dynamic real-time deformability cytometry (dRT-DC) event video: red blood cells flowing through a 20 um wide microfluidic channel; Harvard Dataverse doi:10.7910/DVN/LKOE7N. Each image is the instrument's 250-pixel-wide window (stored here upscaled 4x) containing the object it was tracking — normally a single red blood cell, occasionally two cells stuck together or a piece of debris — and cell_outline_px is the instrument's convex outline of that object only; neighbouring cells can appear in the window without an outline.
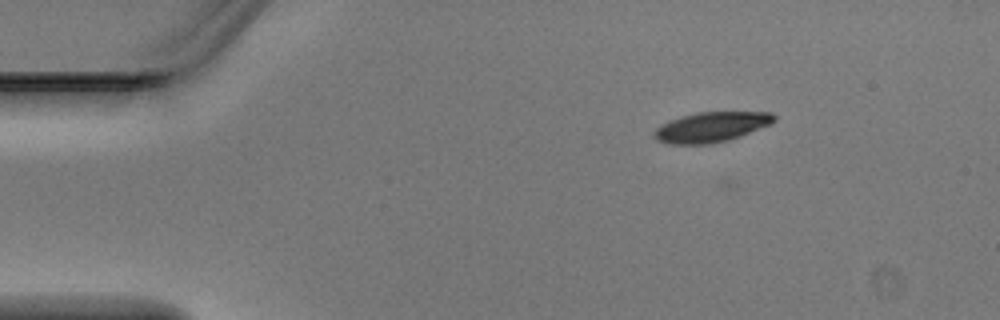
{"species": "Egyptian fruit bat (a non-hibernating species)", "species_latin": "Rousettus aegyptiacus", "temperature_condition": "warm", "stored_images_in_passage": 4, "camera_frame_rate_fps": 3000, "um_per_image_px": 0.085, "animal": {"sex": "male"}, "frame": {"image": 1, "passage_image": 3, "time_ms": 0.667, "image_size_px": [1000, 320], "cell_outline_px": [[776, 120], [768, 124], [740, 136], [728, 140], [708, 144], [668, 144], [656, 140], [652, 136], [656, 128], [660, 124], [668, 120], [680, 116], [696, 112], [772, 112], [776, 116]], "centroid_in_image_um": [60.39, 10.79], "position_along_channel_um": 24.6, "area_um2": 21.04}}